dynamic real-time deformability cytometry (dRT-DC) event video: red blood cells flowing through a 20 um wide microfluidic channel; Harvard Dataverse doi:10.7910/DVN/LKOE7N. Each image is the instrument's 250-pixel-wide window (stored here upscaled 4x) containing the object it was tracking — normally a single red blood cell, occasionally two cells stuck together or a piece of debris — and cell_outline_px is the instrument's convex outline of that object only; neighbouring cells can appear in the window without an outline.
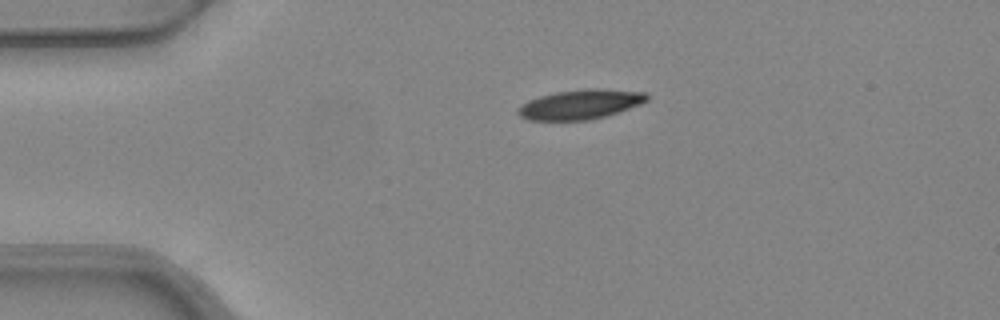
{"species": "common noctule bat (a hibernating species)", "species_latin": "Nyctalus noctula", "temperature_condition": "warm", "stored_images_in_passage": 2, "camera_frame_rate_fps": 3000, "um_per_image_px": 0.085, "animal": {"sex": "female", "body_mass_g": 24.6, "forearm_length_mm": 56.2}, "frame": {"image": 1, "passage_image": 1, "time_ms": 0.0, "image_size_px": [1000, 320], "cell_outline_px": [[648, 100], [640, 104], [604, 116], [588, 120], [528, 120], [520, 116], [516, 112], [516, 108], [528, 100], [540, 96], [556, 92], [588, 88], [596, 88], [648, 92]], "centroid_in_image_um": [49.3, 8.86], "position_along_channel_um": 35.7, "area_um2": 22.2}}